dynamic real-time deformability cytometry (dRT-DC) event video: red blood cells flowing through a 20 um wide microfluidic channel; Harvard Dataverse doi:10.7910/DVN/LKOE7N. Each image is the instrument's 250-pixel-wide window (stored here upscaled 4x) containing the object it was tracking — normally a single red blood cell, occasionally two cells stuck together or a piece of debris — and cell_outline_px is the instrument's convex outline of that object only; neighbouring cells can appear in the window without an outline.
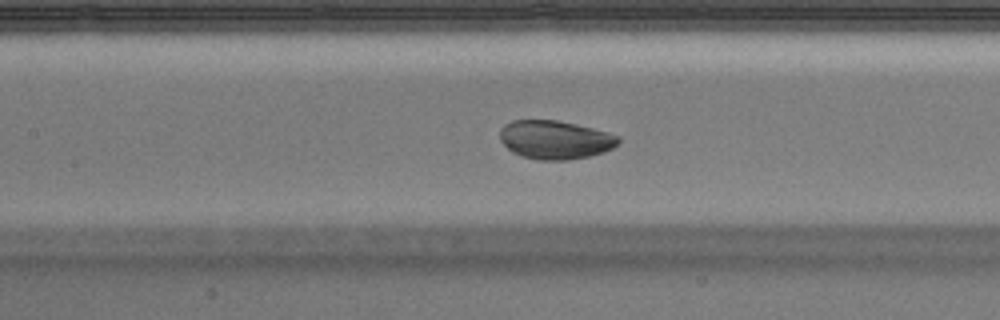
{"species": "Egyptian fruit bat (a non-hibernating species)", "species_latin": "Rousettus aegyptiacus", "temperature_condition": "warm", "stored_images_in_passage": 51, "camera_frame_rate_fps": 3000, "um_per_image_px": 0.085, "animal": {"sex": "male"}, "frame": {"image": 1, "passage_image": 24, "time_ms": 7.667, "image_size_px": [1000, 320], "cell_outline_px": [[620, 144], [604, 152], [588, 156], [568, 160], [536, 160], [520, 156], [512, 152], [500, 140], [500, 128], [504, 124], [512, 120], [556, 120], [576, 124], [608, 132], [620, 136]], "centroid_in_image_um": [47.18, 11.88], "position_along_channel_um": 160.2, "area_um2": 26.88}}
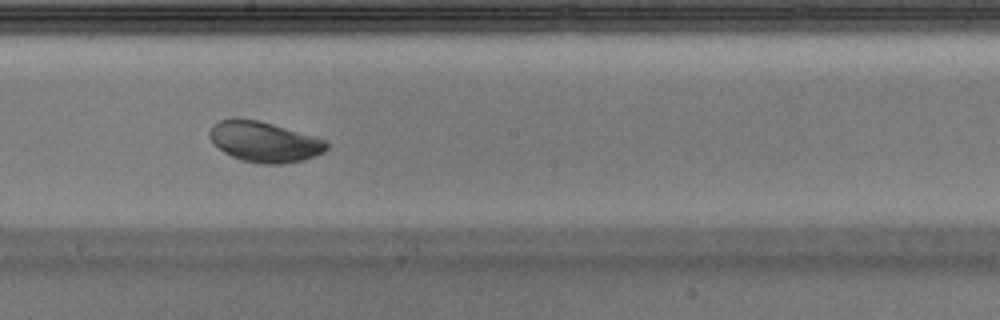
{"frame": {"image": 2, "passage_image": 29, "time_ms": 9.333, "image_size_px": [1000, 320], "cell_outline_px": [[328, 148], [324, 152], [316, 156], [304, 160], [284, 164], [264, 164], [240, 160], [224, 152], [212, 144], [208, 136], [208, 132], [212, 124], [220, 120], [232, 116], [260, 120], [312, 136], [324, 140], [328, 144]], "centroid_in_image_um": [22.4, 12.04], "position_along_channel_um": 225.8, "area_um2": 28.03}}
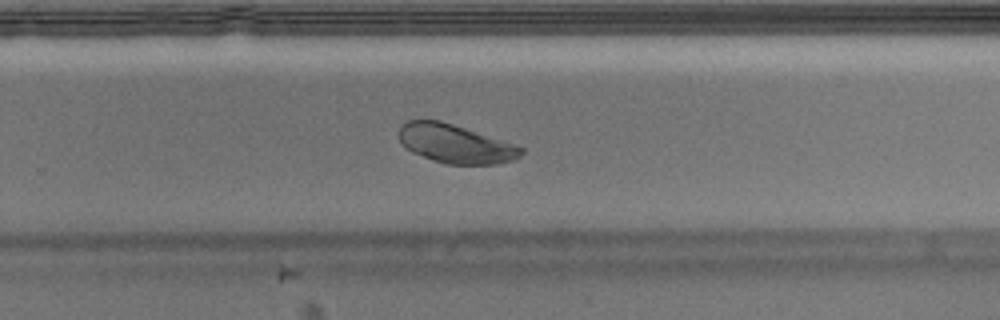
{"frame": {"image": 3, "passage_image": 34, "time_ms": 11.0, "image_size_px": [1000, 320], "cell_outline_px": [[524, 152], [520, 156], [512, 160], [496, 164], [448, 164], [432, 160], [412, 152], [400, 140], [400, 128], [408, 120], [440, 120], [524, 148]], "centroid_in_image_um": [38.7, 12.23], "position_along_channel_um": 291.1, "area_um2": 26.88}, "authors_computed_cell_mechanics": {"area_um2": 27.9752, "velocity_mm_per_s": 3.9365, "shape_relaxation_time_tau1_ms": 0.9121, "shape_relaxation_time_tau2_ms": null, "deformation_change_tau1": 0.0657, "deformation_change_tau2": null}}